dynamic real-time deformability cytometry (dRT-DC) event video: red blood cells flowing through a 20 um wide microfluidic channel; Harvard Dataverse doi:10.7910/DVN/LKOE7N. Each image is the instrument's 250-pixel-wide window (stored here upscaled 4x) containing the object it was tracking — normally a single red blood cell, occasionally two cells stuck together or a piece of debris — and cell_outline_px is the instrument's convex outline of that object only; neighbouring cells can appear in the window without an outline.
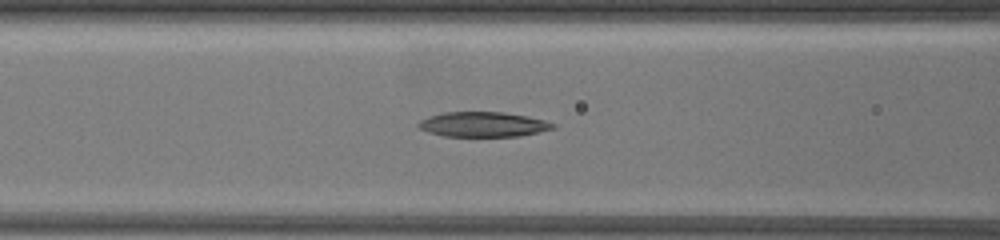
{"species": "common noctule bat (a hibernating species)", "species_latin": "Nyctalus noctula", "temperature_condition": "warm", "stored_images_in_passage": 22, "camera_frame_rate_fps": 3000, "um_per_image_px": 0.085, "animal": {"sex": "female", "body_mass_g": 19.5, "forearm_length_mm": 54.1}, "frame": {"image": 1, "passage_image": 6, "time_ms": 1.333, "image_size_px": [1000, 240], "cell_outline_px": [[556, 128], [520, 136], [444, 136], [428, 132], [420, 128], [416, 124], [420, 120], [428, 116], [444, 112], [504, 112], [528, 116], [544, 120], [556, 124]], "centroid_in_image_um": [41.07, 10.57], "position_along_channel_um": 125.5, "area_um2": 19.59}}
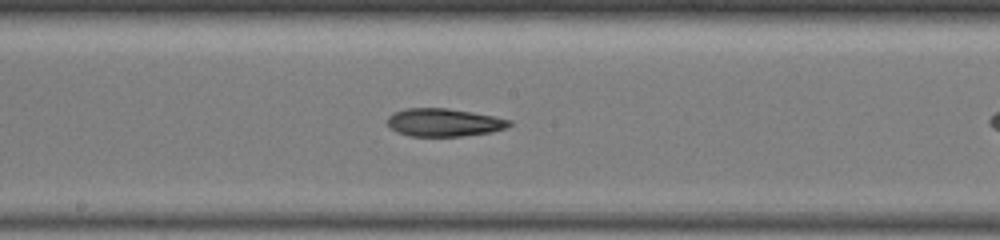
{"frame": {"image": 2, "passage_image": 11, "time_ms": 3.333, "image_size_px": [1000, 240], "cell_outline_px": [[512, 124], [504, 128], [492, 132], [460, 136], [408, 136], [396, 132], [388, 128], [388, 116], [396, 112], [408, 108], [448, 108], [472, 112], [512, 120]], "centroid_in_image_um": [37.71, 10.41], "position_along_channel_um": 210.5, "area_um2": 19.83}}
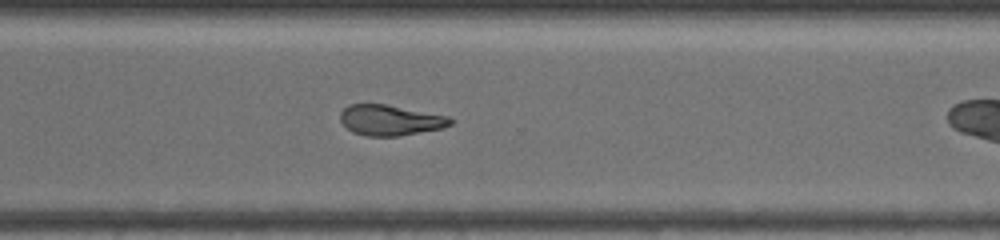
{"frame": {"image": 3, "passage_image": 20, "time_ms": 6.333, "image_size_px": [1000, 240], "cell_outline_px": [[456, 120], [452, 124], [444, 128], [400, 136], [364, 136], [352, 132], [340, 120], [340, 112], [348, 104], [384, 104], [448, 116]], "centroid_in_image_um": [33.19, 10.22], "position_along_channel_um": 337.4, "area_um2": 19.71}}